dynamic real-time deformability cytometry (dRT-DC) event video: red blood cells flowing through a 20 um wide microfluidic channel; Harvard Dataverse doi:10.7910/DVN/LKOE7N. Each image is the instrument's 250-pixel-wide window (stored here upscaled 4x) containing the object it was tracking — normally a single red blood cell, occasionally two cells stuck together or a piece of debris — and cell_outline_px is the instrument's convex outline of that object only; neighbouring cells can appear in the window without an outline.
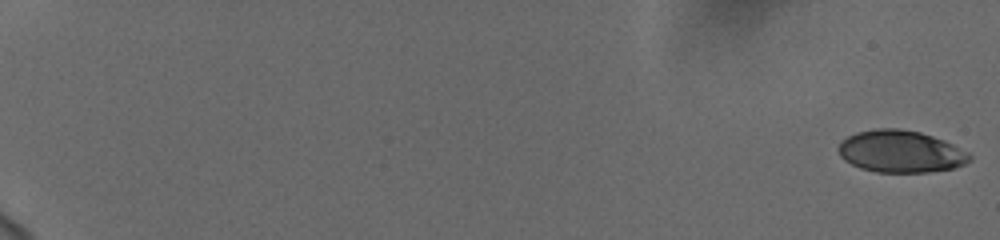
{"species": "human", "species_latin": "Homo sapiens", "temperature_condition": "cold", "stored_images_in_passage": 58, "camera_frame_rate_fps": 3000, "um_per_image_px": 0.085, "donor": {"sex": "female"}, "frame": {"image": 1, "passage_image": 1, "time_ms": 0.0, "image_size_px": [1000, 240], "cell_outline_px": [[972, 160], [956, 168], [928, 172], [876, 172], [860, 168], [844, 160], [840, 156], [840, 144], [848, 136], [856, 132], [876, 128], [900, 128], [920, 132], [944, 140], [968, 152], [972, 156]], "centroid_in_image_um": [76.59, 12.88], "position_along_channel_um": 8.4, "area_um2": 32.19}}
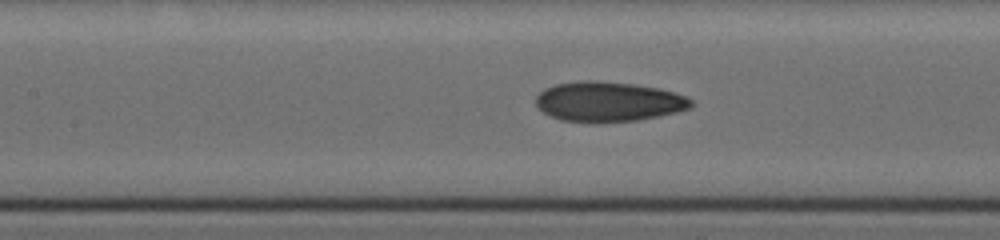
{"frame": {"image": 2, "passage_image": 31, "time_ms": 10.0, "image_size_px": [1000, 240], "cell_outline_px": [[696, 104], [692, 108], [660, 116], [636, 120], [560, 120], [536, 108], [536, 96], [544, 88], [556, 84], [580, 80], [596, 80], [632, 84], [660, 88], [684, 96], [692, 100]], "centroid_in_image_um": [51.73, 8.6], "position_along_channel_um": 155.7, "area_um2": 35.55}}
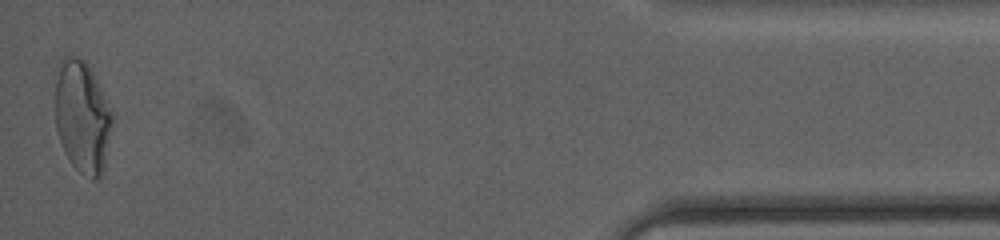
{"frame": {"image": 3, "passage_image": 58, "time_ms": 19.0, "image_size_px": [1000, 240], "cell_outline_px": [[116, 116], [104, 168], [100, 176], [92, 180], [80, 172], [68, 160], [64, 152], [56, 128], [56, 80], [60, 60], [64, 56], [76, 56], [84, 60], [88, 64]], "centroid_in_image_um": [7.04, 9.94], "position_along_channel_um": 428.2, "area_um2": 37.92}, "authors_computed_cell_mechanics": {"area_um2": 34.3332, "velocity_mm_per_s": 3.7527, "shape_relaxation_time_tau1_ms": 6.2122, "shape_relaxation_time_tau2_ms": 1.967, "deformation_change_tau1": 0.1798, "deformation_change_tau2": 0.0843}}